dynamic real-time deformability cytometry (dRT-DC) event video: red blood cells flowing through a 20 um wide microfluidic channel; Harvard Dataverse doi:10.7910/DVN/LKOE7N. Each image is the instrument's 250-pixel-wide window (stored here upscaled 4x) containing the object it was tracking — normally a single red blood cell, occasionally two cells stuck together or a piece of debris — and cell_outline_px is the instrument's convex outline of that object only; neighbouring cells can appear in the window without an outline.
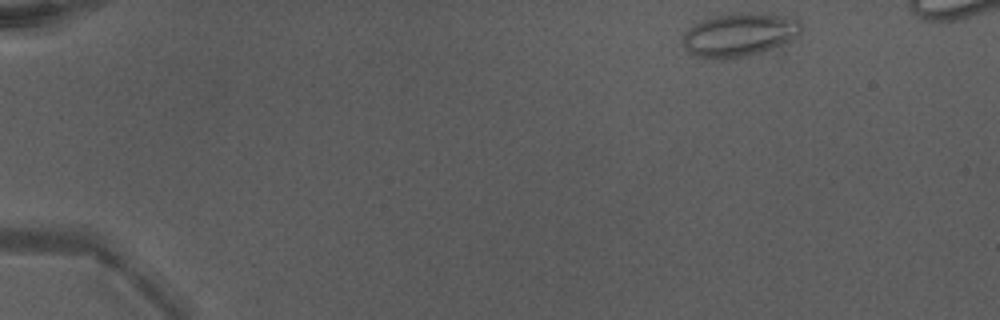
{"species": "Egyptian fruit bat (a non-hibernating species)", "species_latin": "Rousettus aegyptiacus", "temperature_condition": "warm", "stored_images_in_passage": 42, "camera_frame_rate_fps": 3000, "um_per_image_px": 0.085, "animal": {"sex": "male"}, "frame": {"image": 1, "passage_image": 1, "time_ms": 0.0, "image_size_px": [1000, 320], "cell_outline_px": [[804, 28], [800, 36], [792, 40], [772, 48], [744, 56], [720, 60], [696, 56], [688, 52], [684, 48], [680, 40], [684, 32], [688, 28], [704, 20], [716, 16], [752, 12], [784, 16], [800, 20]], "centroid_in_image_um": [62.86, 2.96], "position_along_channel_um": 22.1, "area_um2": 30.06}}
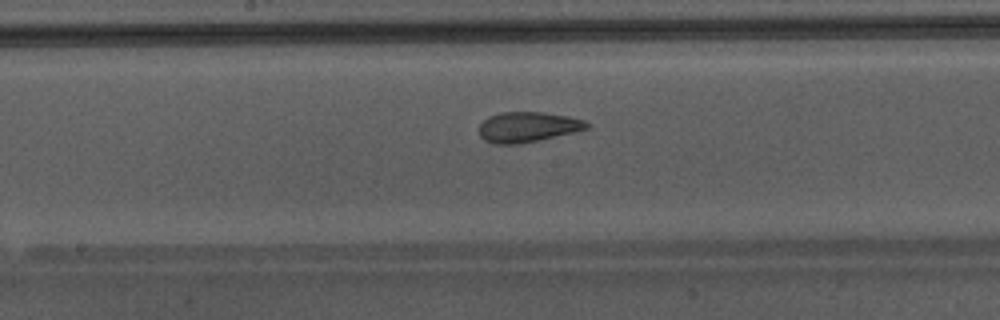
{"frame": {"image": 2, "passage_image": 22, "time_ms": 7.0, "image_size_px": [1000, 320], "cell_outline_px": [[592, 124], [588, 128], [576, 132], [516, 144], [496, 144], [484, 140], [480, 136], [480, 124], [488, 116], [500, 112], [540, 112], [568, 116], [584, 120]], "centroid_in_image_um": [44.87, 10.78], "position_along_channel_um": 203.3, "area_um2": 18.9}}
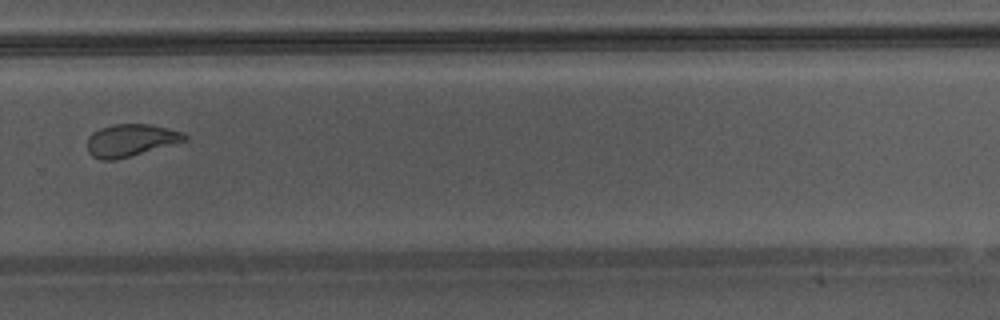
{"frame": {"image": 3, "passage_image": 30, "time_ms": 9.667, "image_size_px": [1000, 320], "cell_outline_px": [[188, 140], [116, 160], [100, 160], [92, 156], [88, 152], [88, 136], [92, 132], [100, 128], [112, 124], [152, 124], [184, 132], [188, 136]], "centroid_in_image_um": [11.11, 11.91], "position_along_channel_um": 318.7, "area_um2": 18.5}}